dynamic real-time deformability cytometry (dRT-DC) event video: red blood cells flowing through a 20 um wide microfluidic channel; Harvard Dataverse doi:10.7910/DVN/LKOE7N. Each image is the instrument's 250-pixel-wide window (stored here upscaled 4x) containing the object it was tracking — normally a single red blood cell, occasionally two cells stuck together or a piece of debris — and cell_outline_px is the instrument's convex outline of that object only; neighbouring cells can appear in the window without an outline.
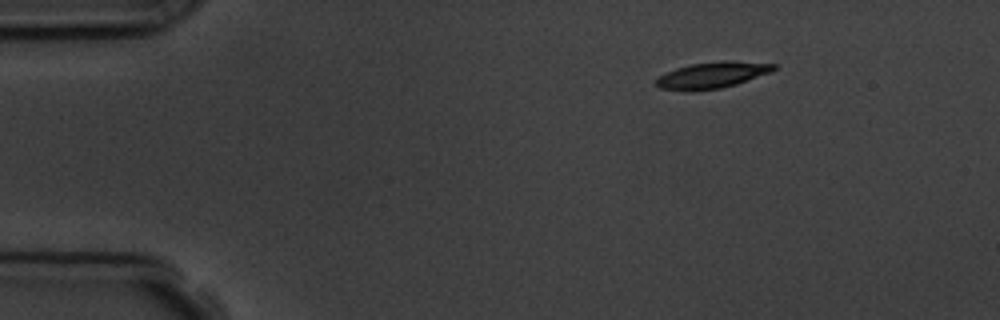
{"species": "common noctule bat (a hibernating species)", "species_latin": "Nyctalus noctula", "temperature_condition": "room temperature", "stored_images_in_passage": 3, "camera_frame_rate_fps": 3000, "um_per_image_px": 0.085, "animal": {"sex": "male", "body_mass_g": 19.5, "forearm_length_mm": 54.6}, "frame": {"image": 1, "passage_image": 1, "time_ms": 0.0, "image_size_px": [1000, 320], "cell_outline_px": [[776, 68], [772, 72], [736, 84], [720, 88], [692, 92], [688, 92], [660, 88], [656, 84], [656, 80], [660, 76], [676, 68], [692, 64], [776, 64]], "centroid_in_image_um": [60.43, 6.47], "position_along_channel_um": 24.6, "area_um2": 16.76}}
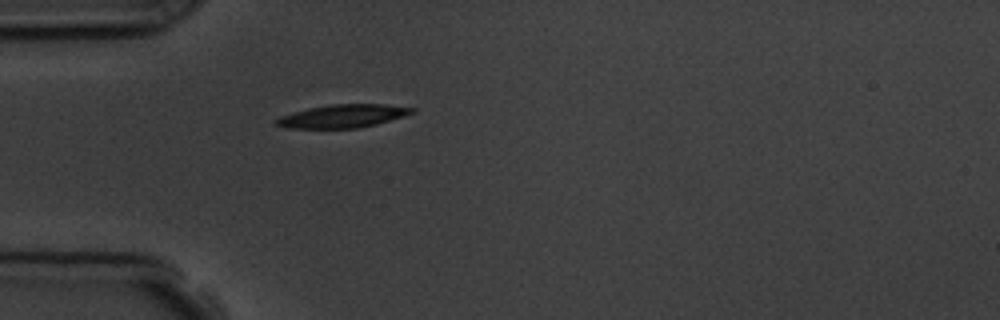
{"frame": {"image": 2, "passage_image": 3, "time_ms": 2.667, "image_size_px": [1000, 320], "cell_outline_px": [[416, 112], [404, 116], [376, 124], [356, 128], [288, 128], [276, 124], [272, 120], [280, 116], [308, 108], [332, 104], [384, 104], [416, 108]], "centroid_in_image_um": [29.14, 9.86], "position_along_channel_um": 55.9, "area_um2": 18.26}}